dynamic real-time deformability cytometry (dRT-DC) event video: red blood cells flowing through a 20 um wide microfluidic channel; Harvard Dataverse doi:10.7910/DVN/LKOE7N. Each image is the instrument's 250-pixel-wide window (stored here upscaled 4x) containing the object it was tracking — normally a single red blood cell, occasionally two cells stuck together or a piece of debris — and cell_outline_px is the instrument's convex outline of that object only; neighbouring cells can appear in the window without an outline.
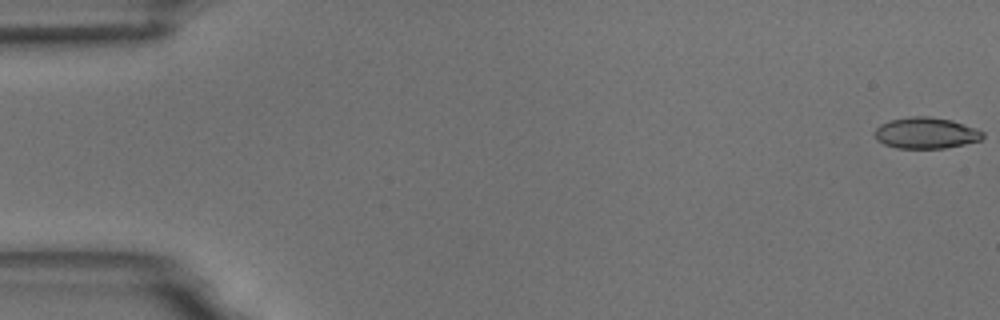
{"species": "common noctule bat (a hibernating species)", "species_latin": "Nyctalus noctula", "temperature_condition": "room temperature", "stored_images_in_passage": 56, "camera_frame_rate_fps": 3000, "um_per_image_px": 0.085, "animal": {"sex": "male", "body_mass_g": 18.8}, "frame": {"image": 1, "passage_image": 1, "time_ms": 0.0, "image_size_px": [1000, 320], "cell_outline_px": [[984, 136], [980, 140], [964, 144], [944, 148], [896, 148], [884, 144], [876, 140], [876, 128], [880, 124], [888, 120], [912, 116], [928, 116], [952, 120], [976, 128], [984, 132]], "centroid_in_image_um": [78.7, 11.3], "position_along_channel_um": 6.3, "area_um2": 19.65}}
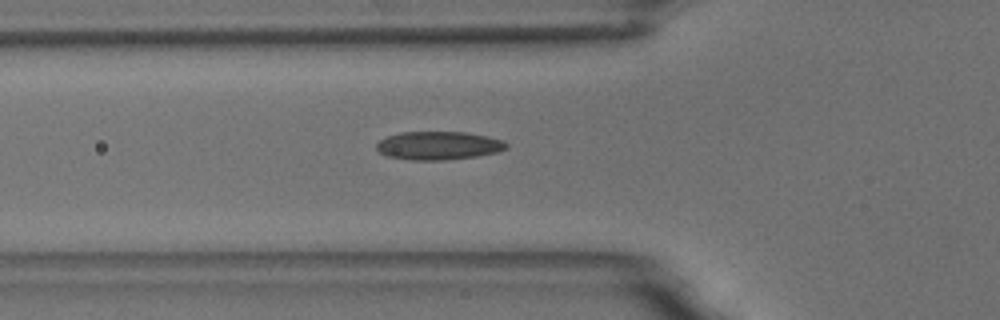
{"frame": {"image": 2, "passage_image": 20, "time_ms": 6.333, "image_size_px": [1000, 320], "cell_outline_px": [[508, 148], [496, 152], [476, 156], [444, 160], [412, 160], [388, 156], [380, 152], [376, 148], [376, 144], [380, 140], [388, 136], [400, 132], [464, 132], [488, 136], [504, 140], [508, 144]], "centroid_in_image_um": [37.29, 12.37], "position_along_channel_um": 88.5, "area_um2": 21.39}}
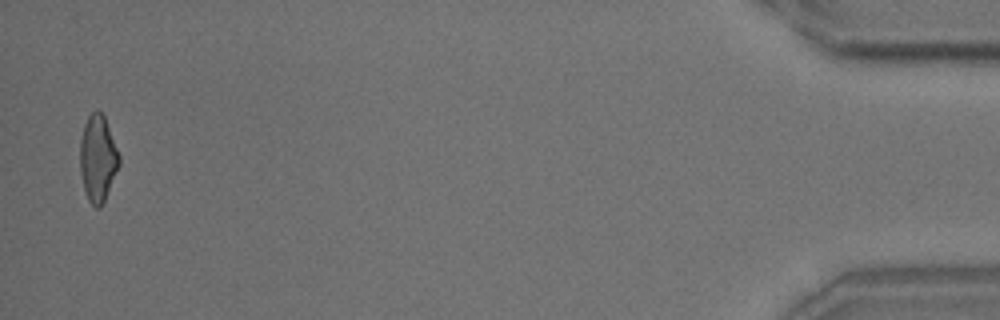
{"frame": {"image": 3, "passage_image": 55, "time_ms": 18.0, "image_size_px": [1000, 320], "cell_outline_px": [[120, 164], [104, 200], [100, 208], [96, 208], [88, 200], [84, 188], [80, 172], [80, 140], [84, 124], [88, 116], [96, 108], [104, 116], [120, 156]], "centroid_in_image_um": [8.31, 13.45], "position_along_channel_um": 426.9, "area_um2": 19.59}, "authors_computed_cell_mechanics": {"area_um2": 20.1722, "velocity_mm_per_s": 3.6559, "shape_relaxation_time_tau1_ms": 5.5656, "shape_relaxation_time_tau2_ms": 2.0707, "deformation_change_tau1": 0.1613, "deformation_change_tau2": 0.0983}}